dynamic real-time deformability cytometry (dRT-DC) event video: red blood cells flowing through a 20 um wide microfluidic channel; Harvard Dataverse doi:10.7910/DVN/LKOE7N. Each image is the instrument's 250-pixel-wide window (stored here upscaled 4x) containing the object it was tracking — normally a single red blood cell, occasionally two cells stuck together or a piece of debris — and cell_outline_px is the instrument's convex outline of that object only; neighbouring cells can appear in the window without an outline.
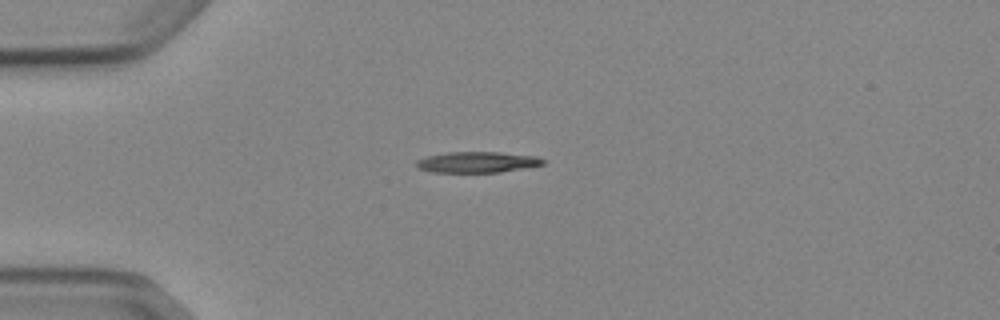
{"species": "Egyptian fruit bat (a non-hibernating species)", "species_latin": "Rousettus aegyptiacus", "temperature_condition": "cold", "stored_images_in_passage": 6, "camera_frame_rate_fps": 3000, "um_per_image_px": 0.085, "animal": {"sex": "female"}, "frame": {"image": 1, "passage_image": 1, "time_ms": 0.0, "image_size_px": [1000, 320], "cell_outline_px": [[544, 164], [528, 168], [500, 172], [432, 172], [416, 168], [416, 160], [428, 156], [448, 152], [500, 152], [536, 156], [544, 160]], "centroid_in_image_um": [40.57, 13.78], "position_along_channel_um": 44.4, "area_um2": 15.49}}
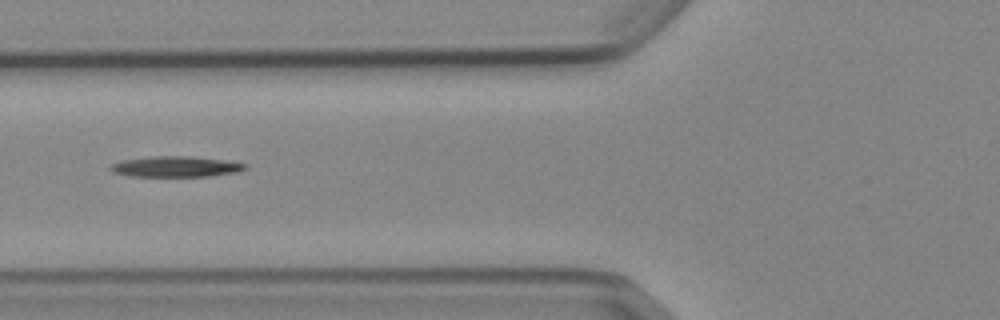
{"frame": {"image": 2, "passage_image": 3, "time_ms": 2.333, "image_size_px": [1000, 320], "cell_outline_px": [[248, 168], [240, 172], [208, 176], [128, 176], [112, 172], [108, 168], [112, 164], [124, 160], [152, 156], [188, 156], [220, 160], [248, 164]], "centroid_in_image_um": [14.94, 14.17], "position_along_channel_um": 110.9, "area_um2": 16.13}}